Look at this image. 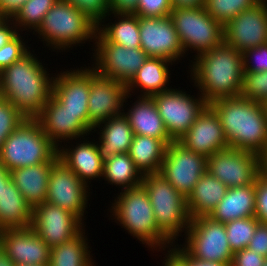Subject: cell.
<instances>
[{"mask_svg": "<svg viewBox=\"0 0 267 266\" xmlns=\"http://www.w3.org/2000/svg\"><path fill=\"white\" fill-rule=\"evenodd\" d=\"M208 105L218 115L229 147L255 153L267 161L265 104L236 96Z\"/></svg>", "mask_w": 267, "mask_h": 266, "instance_id": "obj_1", "label": "cell"}, {"mask_svg": "<svg viewBox=\"0 0 267 266\" xmlns=\"http://www.w3.org/2000/svg\"><path fill=\"white\" fill-rule=\"evenodd\" d=\"M29 50L0 72V96L27 119H35L49 101L54 77Z\"/></svg>", "mask_w": 267, "mask_h": 266, "instance_id": "obj_2", "label": "cell"}, {"mask_svg": "<svg viewBox=\"0 0 267 266\" xmlns=\"http://www.w3.org/2000/svg\"><path fill=\"white\" fill-rule=\"evenodd\" d=\"M190 79L207 104L240 96L243 84V57L236 48L223 42L194 58Z\"/></svg>", "mask_w": 267, "mask_h": 266, "instance_id": "obj_3", "label": "cell"}, {"mask_svg": "<svg viewBox=\"0 0 267 266\" xmlns=\"http://www.w3.org/2000/svg\"><path fill=\"white\" fill-rule=\"evenodd\" d=\"M116 197L110 213L131 236L155 251H164L174 245L158 228L149 195L142 184L123 190Z\"/></svg>", "mask_w": 267, "mask_h": 266, "instance_id": "obj_4", "label": "cell"}, {"mask_svg": "<svg viewBox=\"0 0 267 266\" xmlns=\"http://www.w3.org/2000/svg\"><path fill=\"white\" fill-rule=\"evenodd\" d=\"M96 31L97 25L81 11L65 0H58L33 34H38L53 51L63 52L86 41L94 42Z\"/></svg>", "mask_w": 267, "mask_h": 266, "instance_id": "obj_5", "label": "cell"}, {"mask_svg": "<svg viewBox=\"0 0 267 266\" xmlns=\"http://www.w3.org/2000/svg\"><path fill=\"white\" fill-rule=\"evenodd\" d=\"M58 148L43 132L36 119H26L4 141L0 163L10 172L21 167L50 162Z\"/></svg>", "mask_w": 267, "mask_h": 266, "instance_id": "obj_6", "label": "cell"}, {"mask_svg": "<svg viewBox=\"0 0 267 266\" xmlns=\"http://www.w3.org/2000/svg\"><path fill=\"white\" fill-rule=\"evenodd\" d=\"M141 184L149 195L158 228L175 243L191 221L186 197L159 173L143 175Z\"/></svg>", "mask_w": 267, "mask_h": 266, "instance_id": "obj_7", "label": "cell"}, {"mask_svg": "<svg viewBox=\"0 0 267 266\" xmlns=\"http://www.w3.org/2000/svg\"><path fill=\"white\" fill-rule=\"evenodd\" d=\"M184 54L196 51L195 57L224 42V26L216 21L204 7L173 8L170 14Z\"/></svg>", "mask_w": 267, "mask_h": 266, "instance_id": "obj_8", "label": "cell"}, {"mask_svg": "<svg viewBox=\"0 0 267 266\" xmlns=\"http://www.w3.org/2000/svg\"><path fill=\"white\" fill-rule=\"evenodd\" d=\"M185 243L179 245L191 257L200 261L232 263L233 252L227 239L224 223L209 216L191 219Z\"/></svg>", "mask_w": 267, "mask_h": 266, "instance_id": "obj_9", "label": "cell"}, {"mask_svg": "<svg viewBox=\"0 0 267 266\" xmlns=\"http://www.w3.org/2000/svg\"><path fill=\"white\" fill-rule=\"evenodd\" d=\"M265 168L259 155L231 147L207 157V171L228 188L253 184Z\"/></svg>", "mask_w": 267, "mask_h": 266, "instance_id": "obj_10", "label": "cell"}, {"mask_svg": "<svg viewBox=\"0 0 267 266\" xmlns=\"http://www.w3.org/2000/svg\"><path fill=\"white\" fill-rule=\"evenodd\" d=\"M94 41L95 62L91 65L92 68L97 74L126 85L148 59V55L141 48L127 49L108 42L98 31Z\"/></svg>", "mask_w": 267, "mask_h": 266, "instance_id": "obj_11", "label": "cell"}, {"mask_svg": "<svg viewBox=\"0 0 267 266\" xmlns=\"http://www.w3.org/2000/svg\"><path fill=\"white\" fill-rule=\"evenodd\" d=\"M198 98L186 91L171 88L151 96L160 114L165 129L173 141H178L208 105L198 92Z\"/></svg>", "mask_w": 267, "mask_h": 266, "instance_id": "obj_12", "label": "cell"}, {"mask_svg": "<svg viewBox=\"0 0 267 266\" xmlns=\"http://www.w3.org/2000/svg\"><path fill=\"white\" fill-rule=\"evenodd\" d=\"M206 171V156L173 141L167 145L159 174L187 198Z\"/></svg>", "mask_w": 267, "mask_h": 266, "instance_id": "obj_13", "label": "cell"}, {"mask_svg": "<svg viewBox=\"0 0 267 266\" xmlns=\"http://www.w3.org/2000/svg\"><path fill=\"white\" fill-rule=\"evenodd\" d=\"M88 190L89 186L58 158L52 164L45 202L70 211L83 222L90 196Z\"/></svg>", "mask_w": 267, "mask_h": 266, "instance_id": "obj_14", "label": "cell"}, {"mask_svg": "<svg viewBox=\"0 0 267 266\" xmlns=\"http://www.w3.org/2000/svg\"><path fill=\"white\" fill-rule=\"evenodd\" d=\"M83 223L52 203L43 202L33 208L31 227L50 249L77 236L85 227Z\"/></svg>", "mask_w": 267, "mask_h": 266, "instance_id": "obj_15", "label": "cell"}, {"mask_svg": "<svg viewBox=\"0 0 267 266\" xmlns=\"http://www.w3.org/2000/svg\"><path fill=\"white\" fill-rule=\"evenodd\" d=\"M50 141L59 148L64 141L79 140L93 133L94 127L81 113H71L63 109L52 94L41 113L35 118ZM62 140V141H61ZM61 142V143H59Z\"/></svg>", "mask_w": 267, "mask_h": 266, "instance_id": "obj_16", "label": "cell"}, {"mask_svg": "<svg viewBox=\"0 0 267 266\" xmlns=\"http://www.w3.org/2000/svg\"><path fill=\"white\" fill-rule=\"evenodd\" d=\"M138 18L140 48L148 57L163 58L175 63L184 56V49L170 16Z\"/></svg>", "mask_w": 267, "mask_h": 266, "instance_id": "obj_17", "label": "cell"}, {"mask_svg": "<svg viewBox=\"0 0 267 266\" xmlns=\"http://www.w3.org/2000/svg\"><path fill=\"white\" fill-rule=\"evenodd\" d=\"M131 95L127 94L126 84L103 77L90 67L89 123L95 127L111 117L122 115L123 105Z\"/></svg>", "mask_w": 267, "mask_h": 266, "instance_id": "obj_18", "label": "cell"}, {"mask_svg": "<svg viewBox=\"0 0 267 266\" xmlns=\"http://www.w3.org/2000/svg\"><path fill=\"white\" fill-rule=\"evenodd\" d=\"M224 42L243 53L267 43V4L258 2L224 26Z\"/></svg>", "mask_w": 267, "mask_h": 266, "instance_id": "obj_19", "label": "cell"}, {"mask_svg": "<svg viewBox=\"0 0 267 266\" xmlns=\"http://www.w3.org/2000/svg\"><path fill=\"white\" fill-rule=\"evenodd\" d=\"M2 253L14 264L46 265L50 248L32 229L7 228L0 231Z\"/></svg>", "mask_w": 267, "mask_h": 266, "instance_id": "obj_20", "label": "cell"}, {"mask_svg": "<svg viewBox=\"0 0 267 266\" xmlns=\"http://www.w3.org/2000/svg\"><path fill=\"white\" fill-rule=\"evenodd\" d=\"M178 141L191 151L206 157L229 147L220 119L209 105Z\"/></svg>", "mask_w": 267, "mask_h": 266, "instance_id": "obj_21", "label": "cell"}, {"mask_svg": "<svg viewBox=\"0 0 267 266\" xmlns=\"http://www.w3.org/2000/svg\"><path fill=\"white\" fill-rule=\"evenodd\" d=\"M52 95L71 113H81L89 121L90 67L61 71L54 75Z\"/></svg>", "mask_w": 267, "mask_h": 266, "instance_id": "obj_22", "label": "cell"}, {"mask_svg": "<svg viewBox=\"0 0 267 266\" xmlns=\"http://www.w3.org/2000/svg\"><path fill=\"white\" fill-rule=\"evenodd\" d=\"M86 138L83 143L72 147L60 146L59 159L63 161L87 186L91 180L103 177L104 159L100 155L97 142H89ZM67 147V148H66ZM90 180V181H89ZM89 181V182H88Z\"/></svg>", "mask_w": 267, "mask_h": 266, "instance_id": "obj_23", "label": "cell"}, {"mask_svg": "<svg viewBox=\"0 0 267 266\" xmlns=\"http://www.w3.org/2000/svg\"><path fill=\"white\" fill-rule=\"evenodd\" d=\"M124 116L129 121L134 135L161 139L166 145L173 142L167 133L152 97L138 96Z\"/></svg>", "mask_w": 267, "mask_h": 266, "instance_id": "obj_24", "label": "cell"}, {"mask_svg": "<svg viewBox=\"0 0 267 266\" xmlns=\"http://www.w3.org/2000/svg\"><path fill=\"white\" fill-rule=\"evenodd\" d=\"M58 158L57 154L48 163H40L10 171L14 184L32 208L45 202L52 164Z\"/></svg>", "mask_w": 267, "mask_h": 266, "instance_id": "obj_25", "label": "cell"}, {"mask_svg": "<svg viewBox=\"0 0 267 266\" xmlns=\"http://www.w3.org/2000/svg\"><path fill=\"white\" fill-rule=\"evenodd\" d=\"M255 196V182L246 186L228 188L209 217L221 223L252 217L255 214Z\"/></svg>", "mask_w": 267, "mask_h": 266, "instance_id": "obj_26", "label": "cell"}, {"mask_svg": "<svg viewBox=\"0 0 267 266\" xmlns=\"http://www.w3.org/2000/svg\"><path fill=\"white\" fill-rule=\"evenodd\" d=\"M170 64L173 65V62L163 58L148 57L138 69L136 75L126 85L127 94L134 93L133 90L139 88L138 90L141 92L139 96L151 97L170 90L171 87L166 86L171 74L168 68Z\"/></svg>", "mask_w": 267, "mask_h": 266, "instance_id": "obj_27", "label": "cell"}, {"mask_svg": "<svg viewBox=\"0 0 267 266\" xmlns=\"http://www.w3.org/2000/svg\"><path fill=\"white\" fill-rule=\"evenodd\" d=\"M96 128L100 129L97 146L103 159L119 153H128L134 133L124 114L99 123L94 127L95 132L98 131Z\"/></svg>", "mask_w": 267, "mask_h": 266, "instance_id": "obj_28", "label": "cell"}, {"mask_svg": "<svg viewBox=\"0 0 267 266\" xmlns=\"http://www.w3.org/2000/svg\"><path fill=\"white\" fill-rule=\"evenodd\" d=\"M227 190L225 184L206 171L186 198L190 218L209 216Z\"/></svg>", "mask_w": 267, "mask_h": 266, "instance_id": "obj_29", "label": "cell"}, {"mask_svg": "<svg viewBox=\"0 0 267 266\" xmlns=\"http://www.w3.org/2000/svg\"><path fill=\"white\" fill-rule=\"evenodd\" d=\"M33 208L11 179L0 190V231L7 228H25L32 224Z\"/></svg>", "mask_w": 267, "mask_h": 266, "instance_id": "obj_30", "label": "cell"}, {"mask_svg": "<svg viewBox=\"0 0 267 266\" xmlns=\"http://www.w3.org/2000/svg\"><path fill=\"white\" fill-rule=\"evenodd\" d=\"M167 145L158 138L134 135L128 154L140 172L159 173Z\"/></svg>", "mask_w": 267, "mask_h": 266, "instance_id": "obj_31", "label": "cell"}, {"mask_svg": "<svg viewBox=\"0 0 267 266\" xmlns=\"http://www.w3.org/2000/svg\"><path fill=\"white\" fill-rule=\"evenodd\" d=\"M116 17L114 23L97 25V31L108 41L127 49L140 48L139 18L136 14L110 13ZM118 18V19H117Z\"/></svg>", "mask_w": 267, "mask_h": 266, "instance_id": "obj_32", "label": "cell"}, {"mask_svg": "<svg viewBox=\"0 0 267 266\" xmlns=\"http://www.w3.org/2000/svg\"><path fill=\"white\" fill-rule=\"evenodd\" d=\"M103 179L123 191L141 185L143 174L128 153H119L104 159Z\"/></svg>", "mask_w": 267, "mask_h": 266, "instance_id": "obj_33", "label": "cell"}, {"mask_svg": "<svg viewBox=\"0 0 267 266\" xmlns=\"http://www.w3.org/2000/svg\"><path fill=\"white\" fill-rule=\"evenodd\" d=\"M85 228L73 239L50 250L49 266H95Z\"/></svg>", "mask_w": 267, "mask_h": 266, "instance_id": "obj_34", "label": "cell"}, {"mask_svg": "<svg viewBox=\"0 0 267 266\" xmlns=\"http://www.w3.org/2000/svg\"><path fill=\"white\" fill-rule=\"evenodd\" d=\"M57 2L58 0H27L11 18V21L16 25L18 32L30 29L35 33L46 13Z\"/></svg>", "mask_w": 267, "mask_h": 266, "instance_id": "obj_35", "label": "cell"}, {"mask_svg": "<svg viewBox=\"0 0 267 266\" xmlns=\"http://www.w3.org/2000/svg\"><path fill=\"white\" fill-rule=\"evenodd\" d=\"M259 221L255 216L224 223L227 239L233 253L247 248Z\"/></svg>", "mask_w": 267, "mask_h": 266, "instance_id": "obj_36", "label": "cell"}, {"mask_svg": "<svg viewBox=\"0 0 267 266\" xmlns=\"http://www.w3.org/2000/svg\"><path fill=\"white\" fill-rule=\"evenodd\" d=\"M257 0H205V10L223 26L240 12L252 8Z\"/></svg>", "mask_w": 267, "mask_h": 266, "instance_id": "obj_37", "label": "cell"}, {"mask_svg": "<svg viewBox=\"0 0 267 266\" xmlns=\"http://www.w3.org/2000/svg\"><path fill=\"white\" fill-rule=\"evenodd\" d=\"M240 96L264 104L267 101V71L244 72Z\"/></svg>", "mask_w": 267, "mask_h": 266, "instance_id": "obj_38", "label": "cell"}, {"mask_svg": "<svg viewBox=\"0 0 267 266\" xmlns=\"http://www.w3.org/2000/svg\"><path fill=\"white\" fill-rule=\"evenodd\" d=\"M27 118L8 99L0 96V148Z\"/></svg>", "mask_w": 267, "mask_h": 266, "instance_id": "obj_39", "label": "cell"}, {"mask_svg": "<svg viewBox=\"0 0 267 266\" xmlns=\"http://www.w3.org/2000/svg\"><path fill=\"white\" fill-rule=\"evenodd\" d=\"M76 7L93 23L99 25L109 18L110 9L108 0H65ZM108 16V17H107Z\"/></svg>", "mask_w": 267, "mask_h": 266, "instance_id": "obj_40", "label": "cell"}, {"mask_svg": "<svg viewBox=\"0 0 267 266\" xmlns=\"http://www.w3.org/2000/svg\"><path fill=\"white\" fill-rule=\"evenodd\" d=\"M22 39L23 36L18 33L12 40L0 48V72L30 50V47L25 45L26 43Z\"/></svg>", "mask_w": 267, "mask_h": 266, "instance_id": "obj_41", "label": "cell"}, {"mask_svg": "<svg viewBox=\"0 0 267 266\" xmlns=\"http://www.w3.org/2000/svg\"><path fill=\"white\" fill-rule=\"evenodd\" d=\"M242 57L244 72L267 71V43L245 50Z\"/></svg>", "mask_w": 267, "mask_h": 266, "instance_id": "obj_42", "label": "cell"}, {"mask_svg": "<svg viewBox=\"0 0 267 266\" xmlns=\"http://www.w3.org/2000/svg\"><path fill=\"white\" fill-rule=\"evenodd\" d=\"M172 9L171 0H138L133 14L141 17H166L170 16Z\"/></svg>", "mask_w": 267, "mask_h": 266, "instance_id": "obj_43", "label": "cell"}, {"mask_svg": "<svg viewBox=\"0 0 267 266\" xmlns=\"http://www.w3.org/2000/svg\"><path fill=\"white\" fill-rule=\"evenodd\" d=\"M255 214L259 223L267 224V168L256 178Z\"/></svg>", "mask_w": 267, "mask_h": 266, "instance_id": "obj_44", "label": "cell"}, {"mask_svg": "<svg viewBox=\"0 0 267 266\" xmlns=\"http://www.w3.org/2000/svg\"><path fill=\"white\" fill-rule=\"evenodd\" d=\"M265 259L257 252L244 248L233 254L231 266H264Z\"/></svg>", "mask_w": 267, "mask_h": 266, "instance_id": "obj_45", "label": "cell"}, {"mask_svg": "<svg viewBox=\"0 0 267 266\" xmlns=\"http://www.w3.org/2000/svg\"><path fill=\"white\" fill-rule=\"evenodd\" d=\"M247 248L267 258V224L258 223Z\"/></svg>", "mask_w": 267, "mask_h": 266, "instance_id": "obj_46", "label": "cell"}, {"mask_svg": "<svg viewBox=\"0 0 267 266\" xmlns=\"http://www.w3.org/2000/svg\"><path fill=\"white\" fill-rule=\"evenodd\" d=\"M167 252L164 254L166 258L162 262L163 266H186V252L178 244H174Z\"/></svg>", "mask_w": 267, "mask_h": 266, "instance_id": "obj_47", "label": "cell"}, {"mask_svg": "<svg viewBox=\"0 0 267 266\" xmlns=\"http://www.w3.org/2000/svg\"><path fill=\"white\" fill-rule=\"evenodd\" d=\"M11 25V26H10ZM11 19H0V48L12 40L19 32Z\"/></svg>", "mask_w": 267, "mask_h": 266, "instance_id": "obj_48", "label": "cell"}, {"mask_svg": "<svg viewBox=\"0 0 267 266\" xmlns=\"http://www.w3.org/2000/svg\"><path fill=\"white\" fill-rule=\"evenodd\" d=\"M110 13H129L136 11L138 0H108Z\"/></svg>", "mask_w": 267, "mask_h": 266, "instance_id": "obj_49", "label": "cell"}, {"mask_svg": "<svg viewBox=\"0 0 267 266\" xmlns=\"http://www.w3.org/2000/svg\"><path fill=\"white\" fill-rule=\"evenodd\" d=\"M27 0H0V17L11 19Z\"/></svg>", "mask_w": 267, "mask_h": 266, "instance_id": "obj_50", "label": "cell"}, {"mask_svg": "<svg viewBox=\"0 0 267 266\" xmlns=\"http://www.w3.org/2000/svg\"><path fill=\"white\" fill-rule=\"evenodd\" d=\"M173 8H201L205 0H171Z\"/></svg>", "mask_w": 267, "mask_h": 266, "instance_id": "obj_51", "label": "cell"}, {"mask_svg": "<svg viewBox=\"0 0 267 266\" xmlns=\"http://www.w3.org/2000/svg\"><path fill=\"white\" fill-rule=\"evenodd\" d=\"M186 266H231V263L200 261L195 258H191L186 253Z\"/></svg>", "mask_w": 267, "mask_h": 266, "instance_id": "obj_52", "label": "cell"}, {"mask_svg": "<svg viewBox=\"0 0 267 266\" xmlns=\"http://www.w3.org/2000/svg\"><path fill=\"white\" fill-rule=\"evenodd\" d=\"M11 179V173L0 163V190Z\"/></svg>", "mask_w": 267, "mask_h": 266, "instance_id": "obj_53", "label": "cell"}, {"mask_svg": "<svg viewBox=\"0 0 267 266\" xmlns=\"http://www.w3.org/2000/svg\"><path fill=\"white\" fill-rule=\"evenodd\" d=\"M0 266H15V264L3 253L0 254Z\"/></svg>", "mask_w": 267, "mask_h": 266, "instance_id": "obj_54", "label": "cell"}, {"mask_svg": "<svg viewBox=\"0 0 267 266\" xmlns=\"http://www.w3.org/2000/svg\"><path fill=\"white\" fill-rule=\"evenodd\" d=\"M15 266H49V264H46V265H30V264H15Z\"/></svg>", "mask_w": 267, "mask_h": 266, "instance_id": "obj_55", "label": "cell"}, {"mask_svg": "<svg viewBox=\"0 0 267 266\" xmlns=\"http://www.w3.org/2000/svg\"><path fill=\"white\" fill-rule=\"evenodd\" d=\"M258 2H260V3H265V4H267V0H257Z\"/></svg>", "mask_w": 267, "mask_h": 266, "instance_id": "obj_56", "label": "cell"}, {"mask_svg": "<svg viewBox=\"0 0 267 266\" xmlns=\"http://www.w3.org/2000/svg\"><path fill=\"white\" fill-rule=\"evenodd\" d=\"M2 253V243H1V240H0V254Z\"/></svg>", "mask_w": 267, "mask_h": 266, "instance_id": "obj_57", "label": "cell"}, {"mask_svg": "<svg viewBox=\"0 0 267 266\" xmlns=\"http://www.w3.org/2000/svg\"><path fill=\"white\" fill-rule=\"evenodd\" d=\"M264 266H267V258L265 259V263H264Z\"/></svg>", "mask_w": 267, "mask_h": 266, "instance_id": "obj_58", "label": "cell"}, {"mask_svg": "<svg viewBox=\"0 0 267 266\" xmlns=\"http://www.w3.org/2000/svg\"><path fill=\"white\" fill-rule=\"evenodd\" d=\"M264 104H265V108H266V111H267V101Z\"/></svg>", "mask_w": 267, "mask_h": 266, "instance_id": "obj_59", "label": "cell"}]
</instances>
